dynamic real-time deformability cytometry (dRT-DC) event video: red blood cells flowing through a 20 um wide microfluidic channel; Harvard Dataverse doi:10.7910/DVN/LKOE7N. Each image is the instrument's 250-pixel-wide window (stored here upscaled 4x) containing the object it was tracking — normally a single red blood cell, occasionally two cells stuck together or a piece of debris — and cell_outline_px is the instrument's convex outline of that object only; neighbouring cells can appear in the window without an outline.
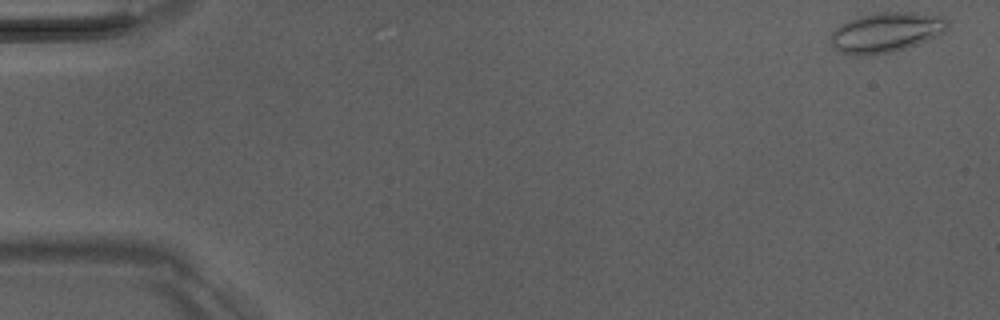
{"species": "Egyptian fruit bat (a non-hibernating species)", "species_latin": "Rousettus aegyptiacus", "temperature_condition": "room temperature", "stored_images_in_passage": 50, "camera_frame_rate_fps": 3000, "um_per_image_px": 0.085, "animal": {"sex": "male"}, "frame": {"image": 1, "passage_image": 1, "time_ms": 0.0, "image_size_px": [1000, 320], "cell_outline_px": [[948, 28], [940, 36], [892, 52], [860, 56], [840, 52], [832, 44], [832, 32], [840, 24], [848, 20], [872, 12], [916, 12], [944, 16], [948, 20]], "centroid_in_image_um": [75.37, 2.73], "position_along_channel_um": 9.6, "area_um2": 27.34}}
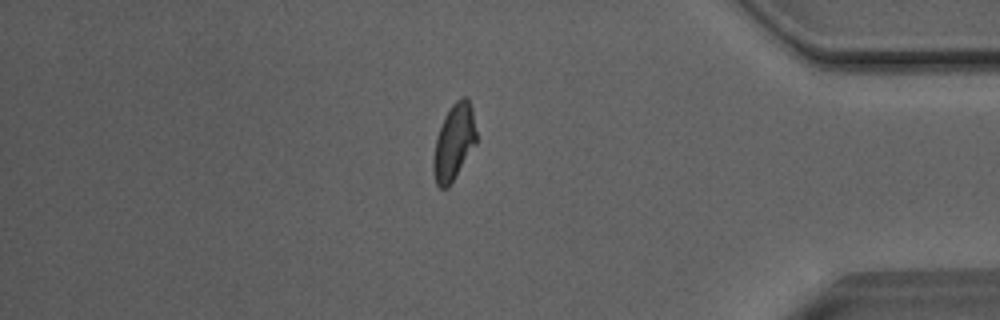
{"frame": {"image": 2, "passage_image": 43, "time_ms": 14.0, "image_size_px": [1000, 320], "cell_outline_px": [[476, 144], [448, 188], [440, 188], [436, 184], [432, 172], [432, 160], [436, 140], [444, 116], [452, 104], [456, 100], [464, 96], [468, 100], [472, 108], [476, 132]], "centroid_in_image_um": [38.57, 12.11], "position_along_channel_um": 396.6, "area_um2": 18.96}}
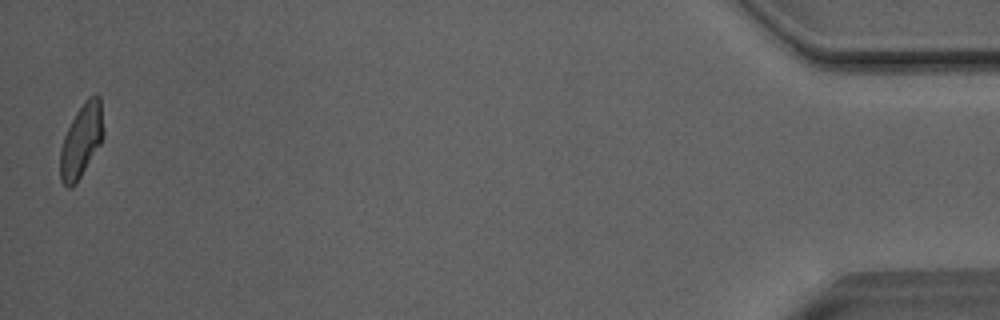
{"frame": {"image": 3, "passage_image": 50, "time_ms": 16.333, "image_size_px": [1000, 320], "cell_outline_px": [[104, 136], [100, 144], [76, 184], [72, 188], [68, 188], [60, 180], [60, 148], [64, 136], [76, 112], [88, 96], [96, 92], [100, 96], [104, 132]], "centroid_in_image_um": [6.92, 11.94], "position_along_channel_um": 428.3, "area_um2": 18.61}, "authors_computed_cell_mechanics": {"area_um2": 19.2474, "velocity_mm_per_s": 4.0392, "shape_relaxation_time_tau1_ms": 4.6617, "shape_relaxation_time_tau2_ms": 1.819, "deformation_change_tau1": 0.1686, "deformation_change_tau2": 0.0821}}